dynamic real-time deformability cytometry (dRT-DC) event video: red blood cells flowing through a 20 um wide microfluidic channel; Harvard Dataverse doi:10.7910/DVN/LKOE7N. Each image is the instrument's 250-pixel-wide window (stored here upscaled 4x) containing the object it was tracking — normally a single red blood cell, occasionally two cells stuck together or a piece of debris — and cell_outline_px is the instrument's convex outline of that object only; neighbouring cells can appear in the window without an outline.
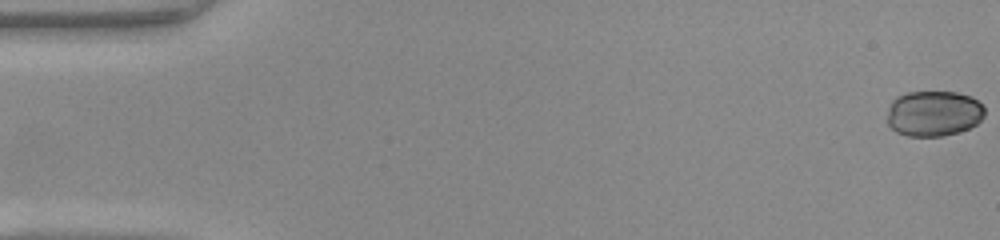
{"species": "common noctule bat (a hibernating species)", "species_latin": "Nyctalus noctula", "temperature_condition": "warm", "stored_images_in_passage": 50, "camera_frame_rate_fps": 3000, "um_per_image_px": 0.085, "animal": {"sex": "female", "body_mass_g": 22.0, "forearm_length_mm": 56.7}, "frame": {"image": 1, "passage_image": 1, "time_ms": 0.0, "image_size_px": [1000, 240], "cell_outline_px": [[984, 116], [976, 124], [968, 128], [956, 132], [940, 136], [908, 136], [896, 132], [888, 124], [888, 108], [892, 100], [896, 96], [908, 92], [956, 92], [972, 96], [984, 108]], "centroid_in_image_um": [79.34, 9.63], "position_along_channel_um": 5.7, "area_um2": 25.84}}
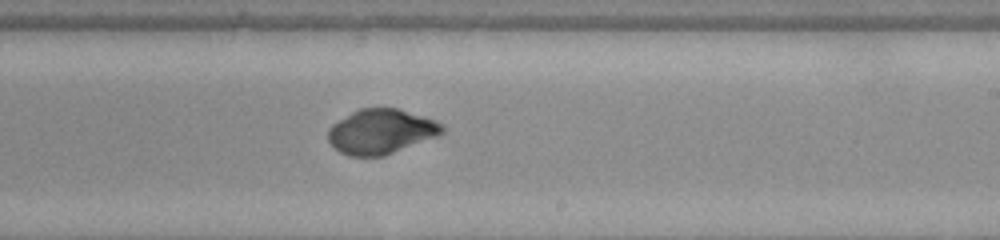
{"frame": {"image": 2, "passage_image": 30, "time_ms": 9.667, "image_size_px": [1000, 240], "cell_outline_px": [[444, 132], [436, 136], [384, 156], [348, 156], [340, 152], [328, 140], [328, 128], [332, 124], [352, 112], [360, 108], [396, 108], [432, 120], [440, 124], [444, 128]], "centroid_in_image_um": [32.33, 11.19], "position_along_channel_um": 256.7, "area_um2": 29.25}}
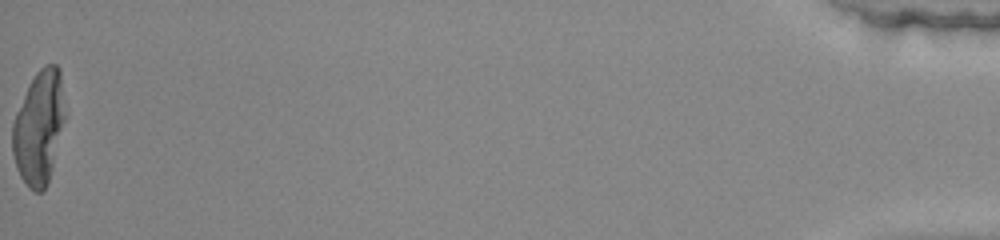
{"frame": {"image": 3, "passage_image": 50, "time_ms": 16.333, "image_size_px": [1000, 240], "cell_outline_px": [[64, 120], [48, 180], [44, 188], [40, 192], [36, 192], [28, 188], [20, 176], [16, 168], [12, 152], [12, 124], [16, 112], [36, 72], [44, 64], [56, 64], [60, 68], [64, 116]], "centroid_in_image_um": [3.28, 10.83], "position_along_channel_um": 431.9, "area_um2": 34.04}}